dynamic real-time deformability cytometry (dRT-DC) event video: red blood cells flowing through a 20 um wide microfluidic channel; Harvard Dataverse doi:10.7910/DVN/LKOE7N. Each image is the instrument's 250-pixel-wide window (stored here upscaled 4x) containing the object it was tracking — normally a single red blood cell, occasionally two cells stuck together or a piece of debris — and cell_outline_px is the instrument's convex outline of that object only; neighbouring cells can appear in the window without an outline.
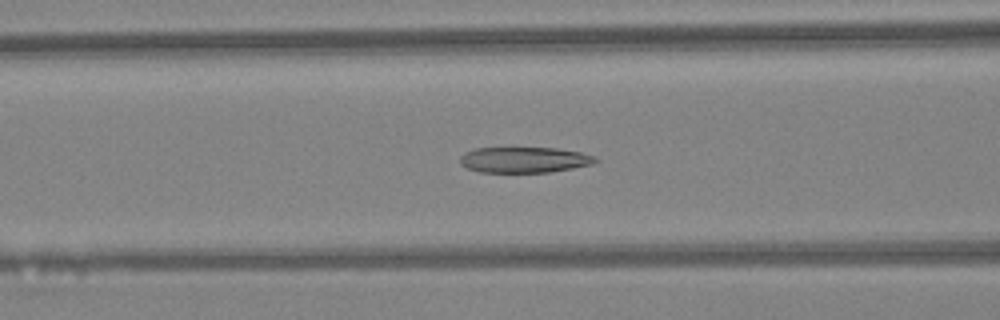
{"species": "Egyptian fruit bat (a non-hibernating species)", "species_latin": "Rousettus aegyptiacus", "temperature_condition": "warm", "stored_images_in_passage": 33, "camera_frame_rate_fps": 3000, "um_per_image_px": 0.085, "animal": {"sex": "female"}, "frame": {"image": 1, "passage_image": 5, "time_ms": 1.333, "image_size_px": [1000, 320], "cell_outline_px": [[600, 160], [592, 164], [572, 168], [548, 172], [480, 172], [468, 168], [460, 164], [460, 156], [464, 152], [476, 148], [556, 148], [580, 152], [596, 156]], "centroid_in_image_um": [44.57, 13.58], "position_along_channel_um": 122.0, "area_um2": 20.29}}
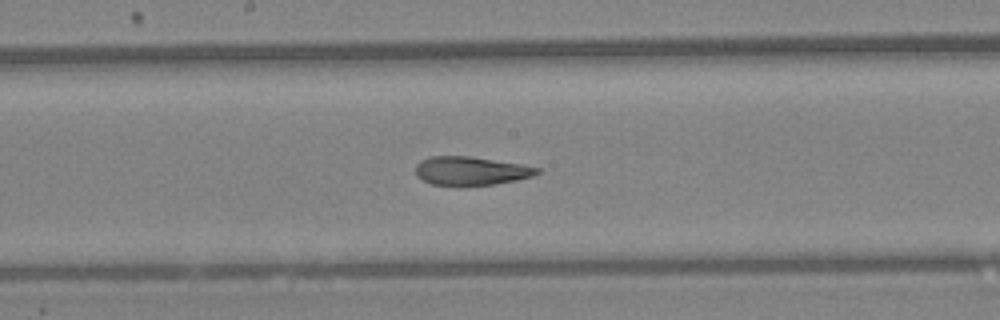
{"frame": {"image": 2, "passage_image": 11, "time_ms": 3.333, "image_size_px": [1000, 320], "cell_outline_px": [[540, 172], [532, 176], [516, 180], [492, 184], [432, 184], [416, 176], [416, 164], [420, 160], [432, 156], [468, 156], [520, 164], [540, 168]], "centroid_in_image_um": [40.01, 14.5], "position_along_channel_um": 208.2, "area_um2": 19.71}}
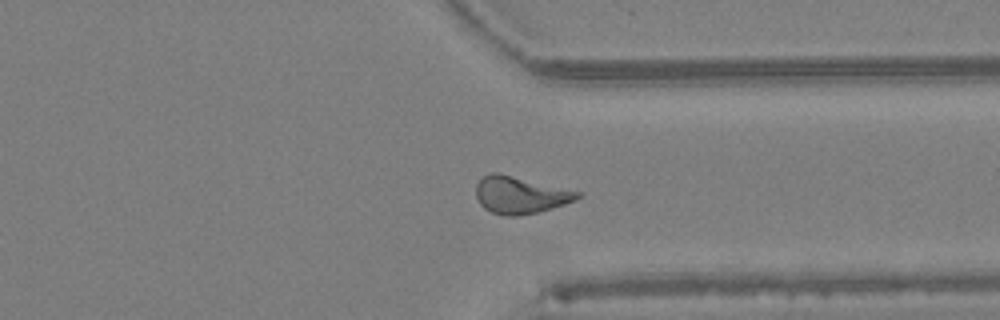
{"frame": {"image": 3, "passage_image": 22, "time_ms": 7.0, "image_size_px": [1000, 320], "cell_outline_px": [[580, 196], [576, 200], [552, 208], [536, 212], [516, 216], [508, 216], [492, 212], [484, 208], [480, 204], [476, 196], [476, 184], [488, 172], [500, 172], [580, 192]], "centroid_in_image_um": [44.18, 16.56], "position_along_channel_um": 367.2, "area_um2": 21.85}, "authors_computed_cell_mechanics": {"area_um2": 21.097, "velocity_mm_per_s": 4.3287, "shape_relaxation_time_tau1_ms": null, "shape_relaxation_time_tau2_ms": 1.4068, "deformation_change_tau1": null, "deformation_change_tau2": 0.0945}}